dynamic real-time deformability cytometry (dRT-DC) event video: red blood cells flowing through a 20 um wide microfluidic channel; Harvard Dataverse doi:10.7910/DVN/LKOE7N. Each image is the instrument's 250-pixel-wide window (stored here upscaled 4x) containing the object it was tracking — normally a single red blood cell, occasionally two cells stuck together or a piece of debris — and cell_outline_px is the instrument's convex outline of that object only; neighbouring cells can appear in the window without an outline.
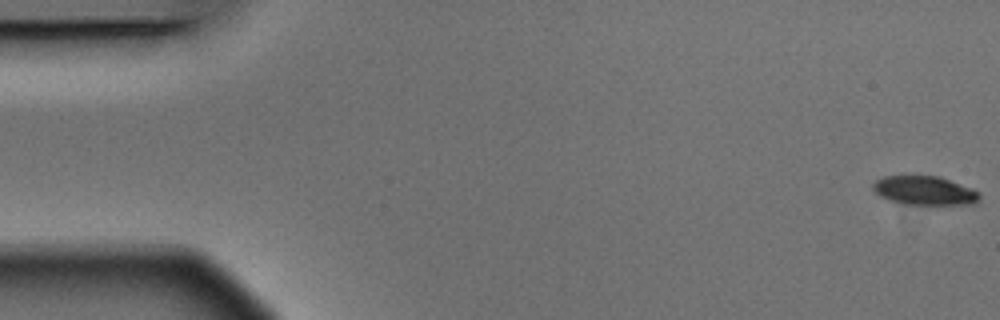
{"species": "Egyptian fruit bat (a non-hibernating species)", "species_latin": "Rousettus aegyptiacus", "temperature_condition": "warm", "stored_images_in_passage": 5, "camera_frame_rate_fps": 3000, "um_per_image_px": 0.085, "animal": {"sex": "male"}, "frame": {"image": 1, "passage_image": 1, "time_ms": 0.0, "image_size_px": [1000, 320], "cell_outline_px": [[980, 200], [976, 204], [904, 204], [880, 196], [872, 188], [872, 184], [876, 180], [884, 176], [940, 176], [972, 188], [980, 192]], "centroid_in_image_um": [78.63, 16.19], "position_along_channel_um": 6.4, "area_um2": 17.92}}
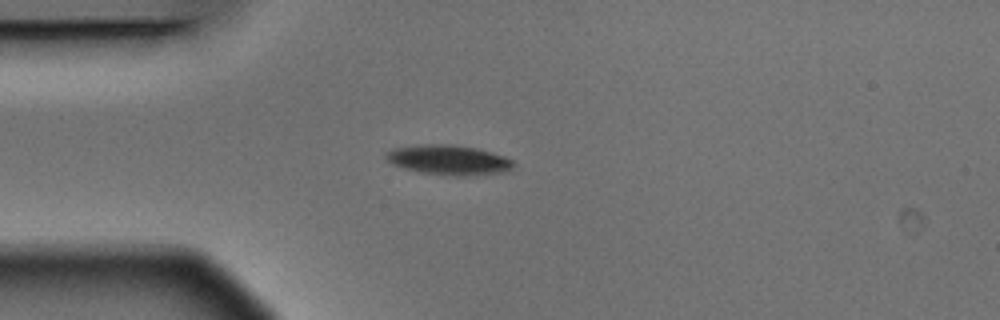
{"frame": {"image": 2, "passage_image": 5, "time_ms": 1.333, "image_size_px": [1000, 320], "cell_outline_px": [[516, 164], [508, 172], [464, 176], [452, 176], [420, 172], [404, 168], [392, 164], [384, 156], [384, 152], [392, 148], [428, 144], [452, 144], [476, 148], [492, 152], [504, 156], [512, 160]], "centroid_in_image_um": [38.16, 13.6], "position_along_channel_um": 46.8, "area_um2": 22.37}}